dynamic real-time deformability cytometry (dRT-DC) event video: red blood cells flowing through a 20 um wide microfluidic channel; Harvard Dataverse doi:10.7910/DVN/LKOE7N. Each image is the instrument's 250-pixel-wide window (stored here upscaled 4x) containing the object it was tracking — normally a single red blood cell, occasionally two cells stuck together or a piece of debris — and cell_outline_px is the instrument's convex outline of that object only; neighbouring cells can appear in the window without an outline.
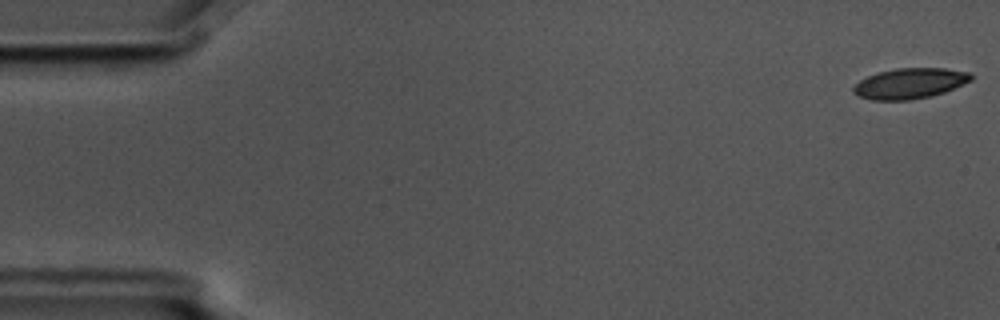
{"species": "common noctule bat (a hibernating species)", "species_latin": "Nyctalus noctula", "temperature_condition": "cold", "stored_images_in_passage": 56, "camera_frame_rate_fps": 3000, "um_per_image_px": 0.085, "animal": {"sex": "male", "body_mass_g": 17.5, "forearm_length_mm": 52.3}, "frame": {"image": 1, "passage_image": 1, "time_ms": 0.0, "image_size_px": [1000, 320], "cell_outline_px": [[972, 80], [944, 92], [932, 96], [908, 100], [872, 100], [860, 96], [852, 92], [852, 88], [860, 80], [868, 76], [880, 72], [896, 68], [944, 68], [968, 72], [972, 76]], "centroid_in_image_um": [77.33, 7.09], "position_along_channel_um": 7.7, "area_um2": 20.75}}
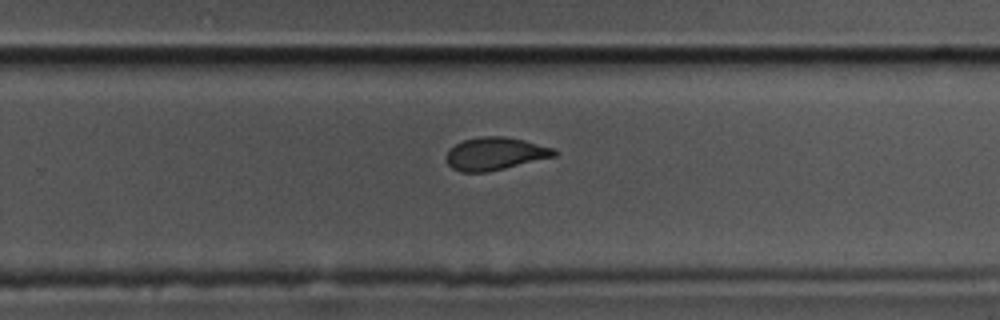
{"frame": {"image": 2, "passage_image": 36, "time_ms": 11.667, "image_size_px": [1000, 320], "cell_outline_px": [[556, 156], [488, 172], [460, 172], [452, 168], [448, 164], [448, 148], [464, 140], [484, 136], [504, 136], [524, 140], [556, 148]], "centroid_in_image_um": [42.11, 13.06], "position_along_channel_um": 287.7, "area_um2": 20.52}}
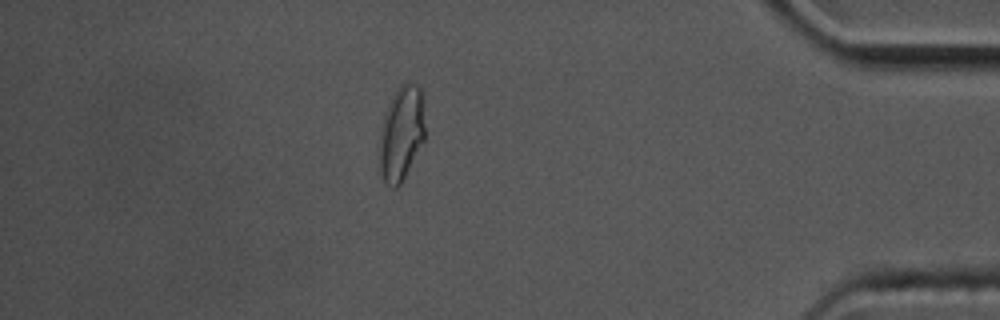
{"frame": {"image": 3, "passage_image": 49, "time_ms": 16.0, "image_size_px": [1000, 320], "cell_outline_px": [[424, 140], [400, 184], [396, 188], [392, 188], [384, 180], [376, 168], [380, 128], [384, 112], [388, 104], [400, 84], [416, 84], [420, 88], [424, 124]], "centroid_in_image_um": [34.04, 11.4], "position_along_channel_um": 401.2, "area_um2": 25.32}, "authors_computed_cell_mechanics": {"area_um2": 21.7617, "velocity_mm_per_s": 3.5692, "shape_relaxation_time_tau1_ms": 3.521, "shape_relaxation_time_tau2_ms": 2.2494, "deformation_change_tau1": 0.1209, "deformation_change_tau2": 0.0591}}